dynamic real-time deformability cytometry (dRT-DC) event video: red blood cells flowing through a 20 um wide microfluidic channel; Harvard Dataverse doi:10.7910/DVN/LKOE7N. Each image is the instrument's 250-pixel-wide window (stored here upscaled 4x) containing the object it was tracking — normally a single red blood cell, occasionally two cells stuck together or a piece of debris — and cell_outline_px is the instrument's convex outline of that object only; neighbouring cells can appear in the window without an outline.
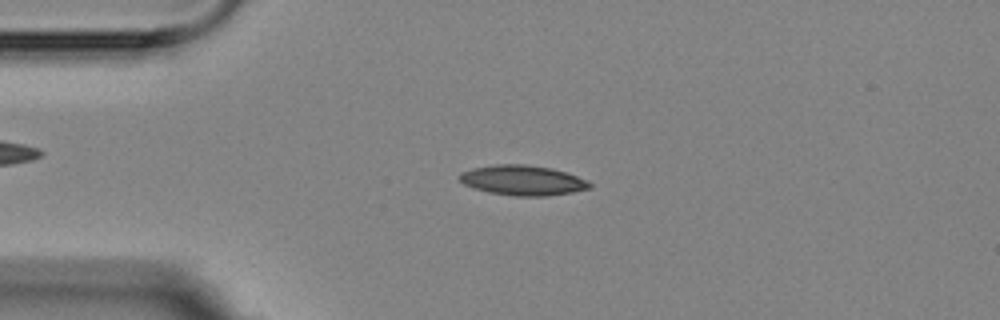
{"species": "Egyptian fruit bat (a non-hibernating species)", "species_latin": "Rousettus aegyptiacus", "temperature_condition": "room temperature", "stored_images_in_passage": 3, "camera_frame_rate_fps": 3000, "um_per_image_px": 0.085, "animal": {"sex": "female"}, "frame": {"image": 1, "passage_image": 2, "time_ms": 2.0, "image_size_px": [1000, 320], "cell_outline_px": [[592, 188], [572, 192], [548, 196], [512, 196], [488, 192], [472, 188], [464, 184], [460, 180], [460, 172], [472, 168], [496, 164], [528, 164], [552, 168], [588, 180], [592, 184]], "centroid_in_image_um": [44.43, 15.33], "position_along_channel_um": 40.6, "area_um2": 22.95}}